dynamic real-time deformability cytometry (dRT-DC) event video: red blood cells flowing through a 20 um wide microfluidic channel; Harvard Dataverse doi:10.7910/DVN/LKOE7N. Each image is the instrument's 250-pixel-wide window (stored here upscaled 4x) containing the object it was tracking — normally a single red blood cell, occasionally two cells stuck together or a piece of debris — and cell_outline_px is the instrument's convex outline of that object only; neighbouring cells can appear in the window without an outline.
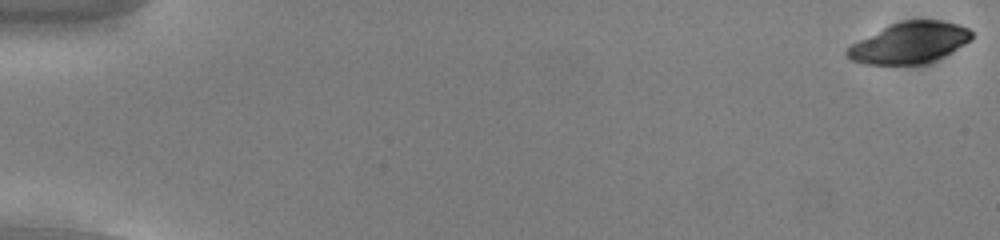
{"species": "common noctule bat (a hibernating species)", "species_latin": "Nyctalus noctula", "temperature_condition": "cold", "stored_images_in_passage": 54, "camera_frame_rate_fps": 3000, "um_per_image_px": 0.085, "animal": {"sex": "male", "body_mass_g": 13.0, "forearm_length_mm": 53.1}, "frame": {"image": 1, "passage_image": 1, "time_ms": 0.0, "image_size_px": [1000, 240], "cell_outline_px": [[972, 40], [932, 60], [920, 64], [864, 64], [852, 60], [844, 52], [852, 44], [892, 24], [904, 20], [940, 20], [956, 24], [968, 28], [972, 32]], "centroid_in_image_um": [77.31, 3.63], "position_along_channel_um": 7.7, "area_um2": 28.96}}